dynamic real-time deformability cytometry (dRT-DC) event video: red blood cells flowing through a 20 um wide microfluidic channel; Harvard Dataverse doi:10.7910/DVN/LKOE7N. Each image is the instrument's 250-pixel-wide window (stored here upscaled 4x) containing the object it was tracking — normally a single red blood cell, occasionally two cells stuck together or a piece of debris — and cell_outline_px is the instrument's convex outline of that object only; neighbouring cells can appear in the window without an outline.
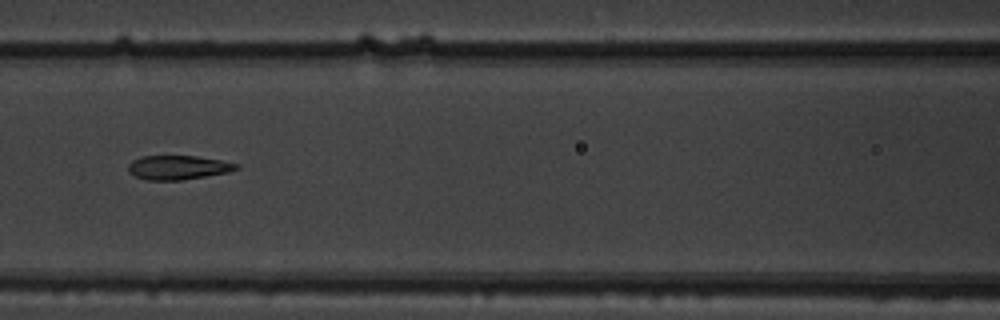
{"species": "common noctule bat (a hibernating species)", "species_latin": "Nyctalus noctula", "temperature_condition": "warm", "stored_images_in_passage": 4, "camera_frame_rate_fps": 3000, "um_per_image_px": 0.085, "animal": {"sex": "male", "body_mass_g": 19.5, "forearm_length_mm": 54.6}, "frame": {"image": 1, "passage_image": 3, "time_ms": 0.667, "image_size_px": [1000, 320], "cell_outline_px": [[240, 168], [228, 172], [180, 180], [148, 180], [136, 176], [128, 172], [128, 164], [132, 160], [140, 156], [196, 156], [220, 160], [240, 164]], "centroid_in_image_um": [15.12, 14.23], "position_along_channel_um": 151.5, "area_um2": 15.14}}
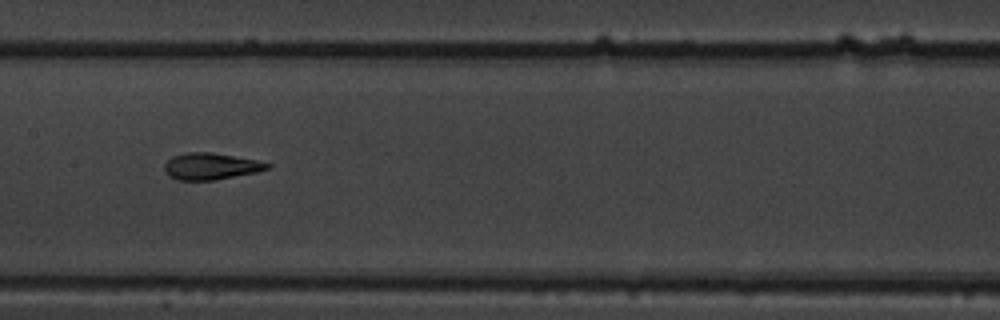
{"frame": {"image": 2, "passage_image": 4, "time_ms": 1.0, "image_size_px": [1000, 320], "cell_outline_px": [[272, 168], [256, 172], [216, 180], [176, 180], [168, 176], [164, 168], [164, 164], [172, 156], [188, 152], [212, 152], [256, 160], [272, 164]], "centroid_in_image_um": [17.92, 14.14], "position_along_channel_um": 189.5, "area_um2": 16.07}}